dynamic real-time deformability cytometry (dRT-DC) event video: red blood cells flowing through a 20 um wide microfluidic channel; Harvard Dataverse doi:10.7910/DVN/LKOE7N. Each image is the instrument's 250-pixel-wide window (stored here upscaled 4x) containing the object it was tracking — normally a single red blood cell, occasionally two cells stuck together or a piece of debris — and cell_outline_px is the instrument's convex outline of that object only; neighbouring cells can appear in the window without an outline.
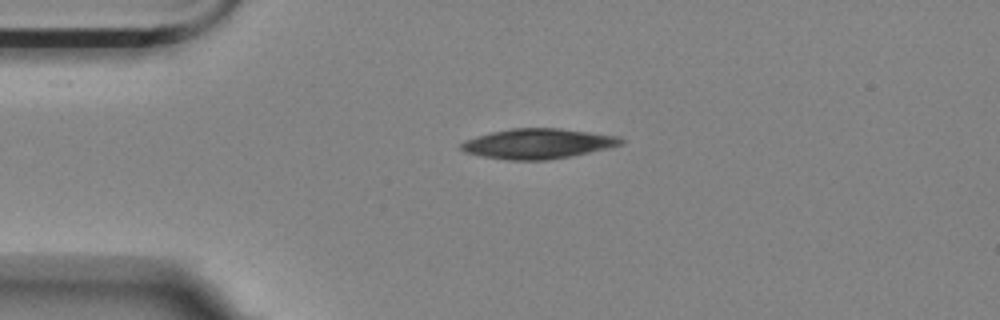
{"species": "Egyptian fruit bat (a non-hibernating species)", "species_latin": "Rousettus aegyptiacus", "temperature_condition": "room temperature", "stored_images_in_passage": 3, "camera_frame_rate_fps": 3000, "um_per_image_px": 0.085, "animal": {"sex": "female"}, "frame": {"image": 1, "passage_image": 1, "time_ms": 0.0, "image_size_px": [1000, 320], "cell_outline_px": [[624, 144], [608, 148], [572, 156], [548, 160], [508, 160], [484, 156], [464, 152], [460, 148], [460, 144], [464, 140], [476, 136], [492, 132], [512, 128], [560, 128], [620, 136], [624, 140]], "centroid_in_image_um": [45.74, 12.21], "position_along_channel_um": 39.3, "area_um2": 28.09}}
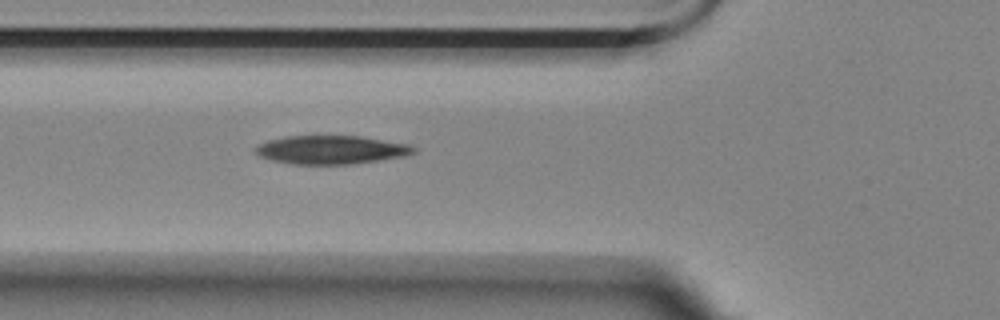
{"frame": {"image": 2, "passage_image": 3, "time_ms": 2.333, "image_size_px": [1000, 320], "cell_outline_px": [[416, 152], [400, 156], [376, 160], [348, 164], [292, 164], [272, 160], [260, 156], [256, 152], [256, 148], [260, 144], [268, 140], [288, 136], [316, 132], [360, 136], [408, 144], [416, 148]], "centroid_in_image_um": [28.09, 12.67], "position_along_channel_um": 97.7, "area_um2": 26.82}}